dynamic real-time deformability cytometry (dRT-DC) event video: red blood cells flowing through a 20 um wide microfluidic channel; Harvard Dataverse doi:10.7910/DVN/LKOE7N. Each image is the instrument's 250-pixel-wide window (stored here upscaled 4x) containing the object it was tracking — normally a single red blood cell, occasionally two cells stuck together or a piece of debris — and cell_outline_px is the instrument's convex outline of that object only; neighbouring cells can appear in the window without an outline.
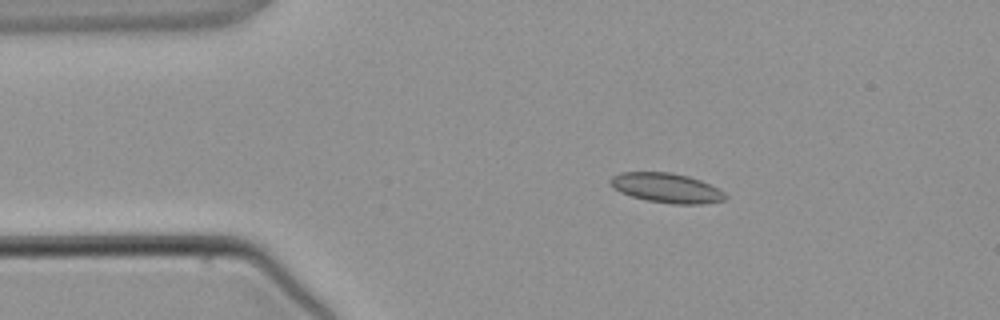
{"species": "common noctule bat (a hibernating species)", "species_latin": "Nyctalus noctula", "temperature_condition": "warm", "stored_images_in_passage": 3, "camera_frame_rate_fps": 3000, "um_per_image_px": 0.085, "animal": {"sex": "male", "body_mass_g": 21.5, "forearm_length_mm": 52.0}, "frame": {"image": 1, "passage_image": 2, "time_ms": 1.333, "image_size_px": [1000, 320], "cell_outline_px": [[728, 196], [724, 200], [700, 204], [672, 204], [648, 200], [632, 196], [620, 192], [612, 188], [608, 180], [612, 176], [620, 172], [668, 172], [688, 176], [700, 180], [724, 192]], "centroid_in_image_um": [56.61, 15.97], "position_along_channel_um": 28.4, "area_um2": 19.77}}